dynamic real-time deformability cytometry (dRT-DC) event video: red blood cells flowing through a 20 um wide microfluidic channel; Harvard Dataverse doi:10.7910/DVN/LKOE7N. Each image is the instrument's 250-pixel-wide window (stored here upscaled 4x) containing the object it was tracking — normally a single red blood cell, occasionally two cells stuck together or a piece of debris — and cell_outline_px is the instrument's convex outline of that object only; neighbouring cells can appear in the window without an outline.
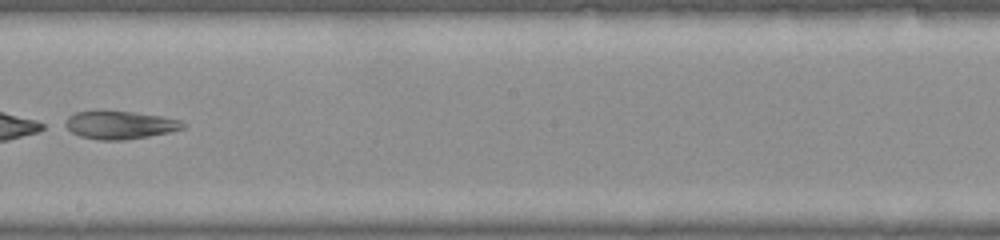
{"species": "common noctule bat (a hibernating species)", "species_latin": "Nyctalus noctula", "temperature_condition": "warm", "stored_images_in_passage": 27, "camera_frame_rate_fps": 3000, "um_per_image_px": 0.085, "animal": {"sex": "female", "body_mass_g": 22.0, "forearm_length_mm": 56.7}, "frame": {"image": 1, "passage_image": 12, "time_ms": 3.667, "image_size_px": [1000, 240], "cell_outline_px": [[188, 124], [184, 128], [168, 132], [148, 136], [124, 140], [100, 140], [80, 136], [72, 132], [60, 124], [68, 116], [76, 112], [132, 112], [160, 116], [180, 120]], "centroid_in_image_um": [10.16, 10.63], "position_along_channel_um": 238.0, "area_um2": 19.02}}